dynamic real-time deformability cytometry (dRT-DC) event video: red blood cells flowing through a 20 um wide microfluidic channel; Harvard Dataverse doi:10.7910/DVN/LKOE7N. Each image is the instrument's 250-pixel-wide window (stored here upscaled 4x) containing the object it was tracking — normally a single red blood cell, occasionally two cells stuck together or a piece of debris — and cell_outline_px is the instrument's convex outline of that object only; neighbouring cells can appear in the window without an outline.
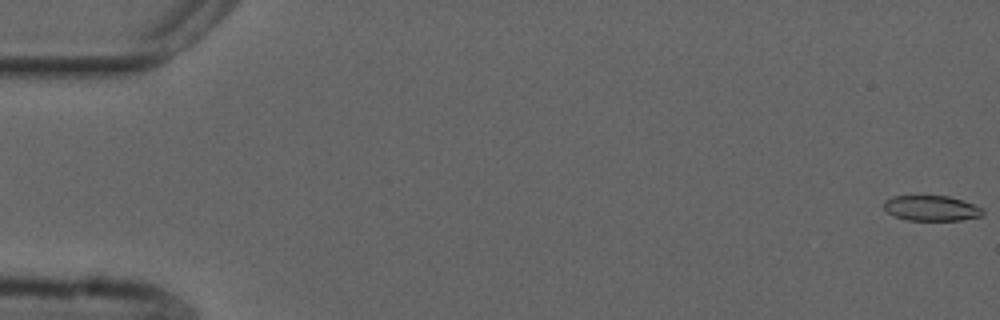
{"species": "common noctule bat (a hibernating species)", "species_latin": "Nyctalus noctula", "temperature_condition": "cold", "stored_images_in_passage": 55, "camera_frame_rate_fps": 3000, "um_per_image_px": 0.085, "animal": {"sex": "male", "forearm_length_mm": 52.5}, "frame": {"image": 1, "passage_image": 1, "time_ms": 0.0, "image_size_px": [1000, 320], "cell_outline_px": [[984, 216], [960, 220], [908, 220], [896, 216], [888, 212], [884, 208], [884, 200], [892, 196], [948, 196], [984, 208]], "centroid_in_image_um": [79.19, 17.7], "position_along_channel_um": 5.8, "area_um2": 14.51}}
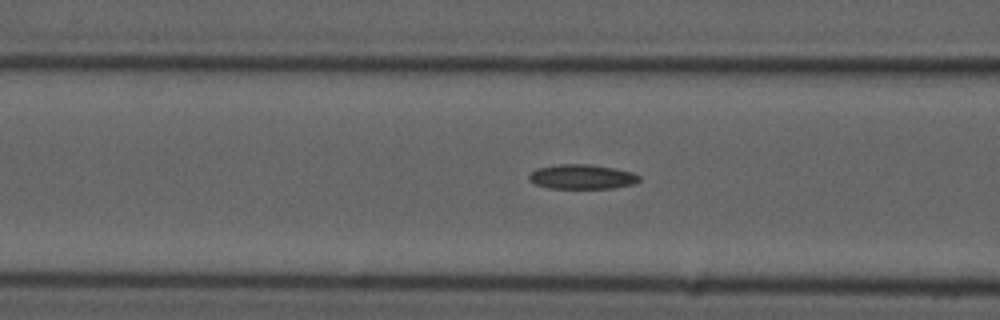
{"frame": {"image": 2, "passage_image": 22, "time_ms": 7.0, "image_size_px": [1000, 320], "cell_outline_px": [[640, 180], [636, 184], [612, 188], [548, 188], [536, 184], [528, 180], [528, 176], [536, 168], [556, 164], [592, 164], [632, 172], [640, 176]], "centroid_in_image_um": [49.46, 15.02], "position_along_channel_um": 117.1, "area_um2": 15.9}}
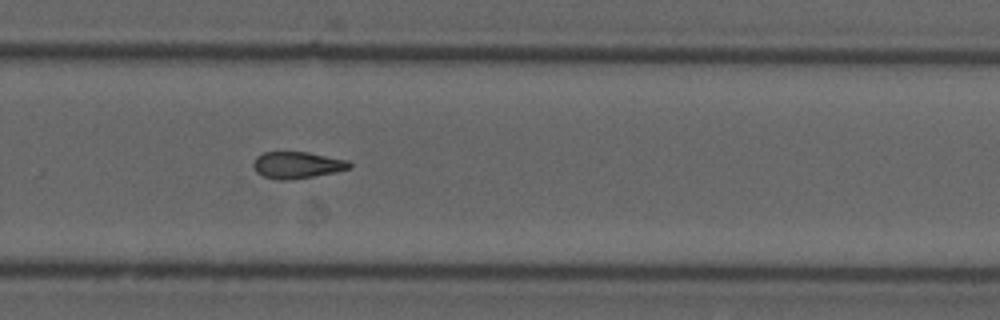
{"frame": {"image": 3, "passage_image": 37, "time_ms": 12.0, "image_size_px": [1000, 320], "cell_outline_px": [[352, 168], [336, 172], [288, 180], [280, 180], [264, 176], [256, 172], [252, 164], [256, 156], [264, 152], [308, 152], [348, 160], [352, 164]], "centroid_in_image_um": [25.27, 14.02], "position_along_channel_um": 304.5, "area_um2": 14.97}, "authors_computed_cell_mechanics": {"area_um2": 15.606, "velocity_mm_per_s": 3.7543, "shape_relaxation_time_tau1_ms": null, "shape_relaxation_time_tau2_ms": 6.575, "deformation_change_tau1": null, "deformation_change_tau2": 0.1551}}